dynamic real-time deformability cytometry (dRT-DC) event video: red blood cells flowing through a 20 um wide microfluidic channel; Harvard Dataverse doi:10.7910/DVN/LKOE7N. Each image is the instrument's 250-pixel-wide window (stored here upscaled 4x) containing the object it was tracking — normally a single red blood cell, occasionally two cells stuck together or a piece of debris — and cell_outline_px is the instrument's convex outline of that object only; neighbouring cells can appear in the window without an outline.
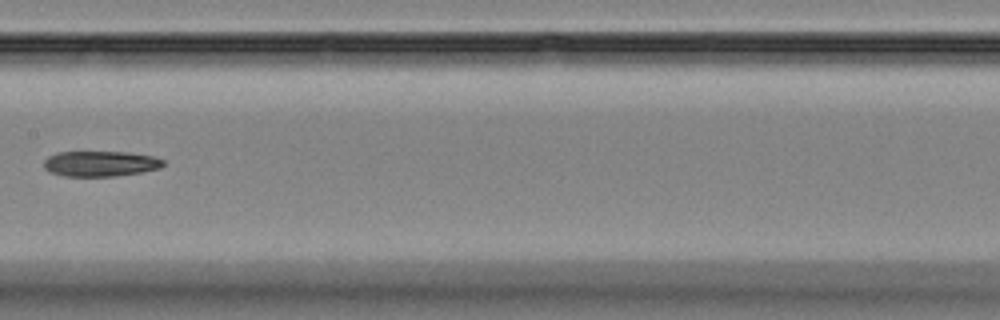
{"species": "Egyptian fruit bat (a non-hibernating species)", "species_latin": "Rousettus aegyptiacus", "temperature_condition": "room temperature", "stored_images_in_passage": 14, "camera_frame_rate_fps": 3000, "um_per_image_px": 0.085, "animal": {"sex": "female"}, "frame": {"image": 1, "passage_image": 7, "time_ms": 8.0, "image_size_px": [1000, 320], "cell_outline_px": [[164, 164], [160, 168], [140, 172], [116, 176], [64, 176], [48, 172], [44, 168], [44, 160], [48, 156], [56, 152], [128, 152], [152, 156], [164, 160]], "centroid_in_image_um": [8.5, 13.91], "position_along_channel_um": 198.9, "area_um2": 17.74}}
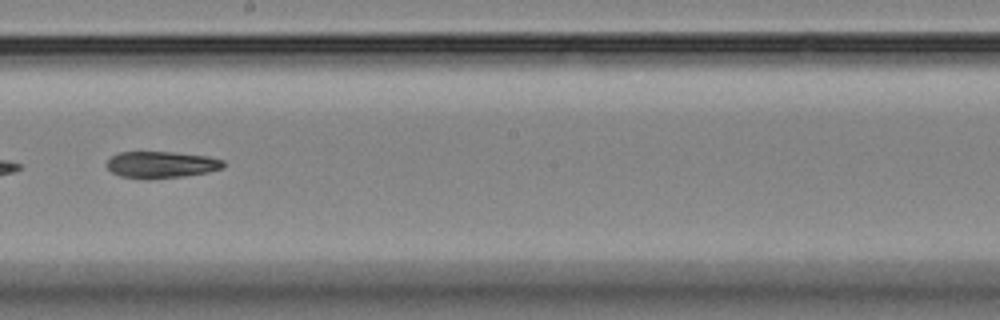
{"frame": {"image": 2, "passage_image": 8, "time_ms": 9.0, "image_size_px": [1000, 320], "cell_outline_px": [[224, 168], [208, 172], [184, 176], [148, 180], [120, 176], [112, 172], [108, 168], [108, 160], [112, 156], [120, 152], [172, 152], [208, 156], [224, 160]], "centroid_in_image_um": [13.73, 14.01], "position_along_channel_um": 234.5, "area_um2": 18.21}}
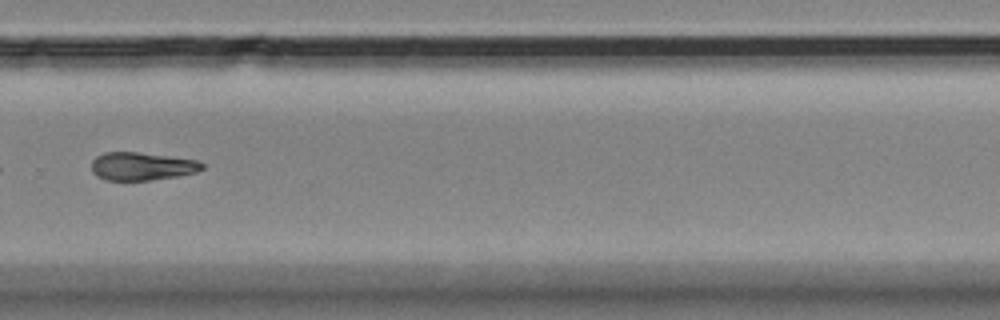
{"frame": {"image": 3, "passage_image": 10, "time_ms": 11.333, "image_size_px": [1000, 320], "cell_outline_px": [[204, 168], [196, 172], [176, 176], [148, 180], [104, 180], [96, 176], [92, 172], [92, 160], [96, 156], [104, 152], [136, 152], [200, 160], [204, 164]], "centroid_in_image_um": [12.05, 14.13], "position_along_channel_um": 317.8, "area_um2": 18.09}}